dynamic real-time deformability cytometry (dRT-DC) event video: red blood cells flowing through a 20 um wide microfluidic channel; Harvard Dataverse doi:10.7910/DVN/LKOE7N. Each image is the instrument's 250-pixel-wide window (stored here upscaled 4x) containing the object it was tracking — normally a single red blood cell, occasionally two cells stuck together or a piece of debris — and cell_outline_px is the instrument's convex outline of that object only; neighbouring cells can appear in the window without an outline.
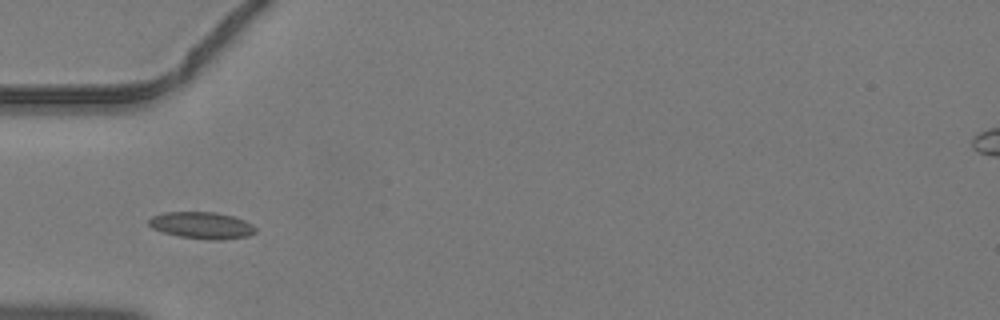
{"species": "common noctule bat (a hibernating species)", "species_latin": "Nyctalus noctula", "temperature_condition": "warm", "stored_images_in_passage": 3, "camera_frame_rate_fps": 3000, "um_per_image_px": 0.085, "animal": {"sex": "male", "body_mass_g": 19.2, "forearm_length_mm": 51.8}, "frame": {"image": 1, "passage_image": 1, "time_ms": 0.0, "image_size_px": [1000, 320], "cell_outline_px": [[256, 232], [248, 236], [220, 240], [212, 240], [180, 236], [164, 232], [152, 228], [148, 224], [148, 220], [152, 216], [164, 212], [216, 212], [232, 216], [244, 220], [252, 224], [256, 228]], "centroid_in_image_um": [17.16, 19.15], "position_along_channel_um": 67.8, "area_um2": 16.59}}